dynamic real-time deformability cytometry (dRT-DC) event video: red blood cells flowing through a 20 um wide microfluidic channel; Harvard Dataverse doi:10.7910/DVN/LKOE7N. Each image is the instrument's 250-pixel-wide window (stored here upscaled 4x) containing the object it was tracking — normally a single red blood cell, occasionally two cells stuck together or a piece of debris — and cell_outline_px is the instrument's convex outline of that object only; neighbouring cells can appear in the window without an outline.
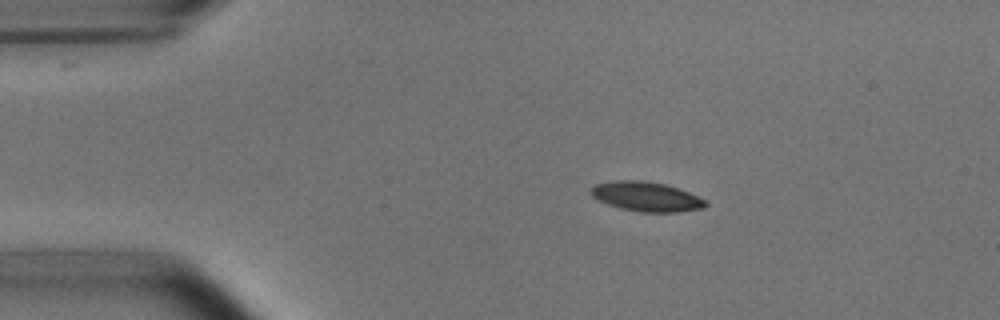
{"species": "common noctule bat (a hibernating species)", "species_latin": "Nyctalus noctula", "temperature_condition": "room temperature", "stored_images_in_passage": 52, "camera_frame_rate_fps": 3000, "um_per_image_px": 0.085, "animal": {"sex": "male", "body_mass_g": 15.6}, "frame": {"image": 1, "passage_image": 9, "time_ms": 2.667, "image_size_px": [1000, 320], "cell_outline_px": [[708, 204], [704, 208], [680, 212], [640, 212], [620, 208], [608, 204], [592, 196], [588, 192], [596, 184], [616, 180], [644, 180], [664, 184], [688, 192], [708, 200]], "centroid_in_image_um": [54.96, 16.71], "position_along_channel_um": 30.0, "area_um2": 19.77}}
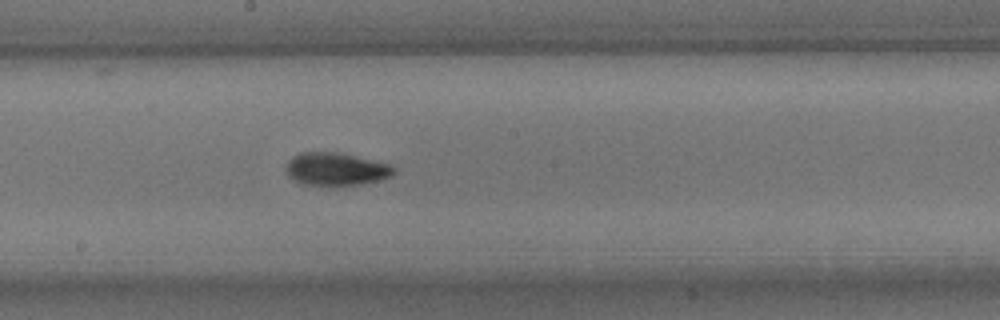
{"frame": {"image": 2, "passage_image": 28, "time_ms": 9.0, "image_size_px": [1000, 320], "cell_outline_px": [[396, 172], [392, 176], [380, 180], [364, 184], [300, 184], [288, 176], [284, 168], [284, 164], [292, 156], [300, 152], [340, 152], [392, 164], [396, 168]], "centroid_in_image_um": [28.56, 14.35], "position_along_channel_um": 219.6, "area_um2": 20.92}}
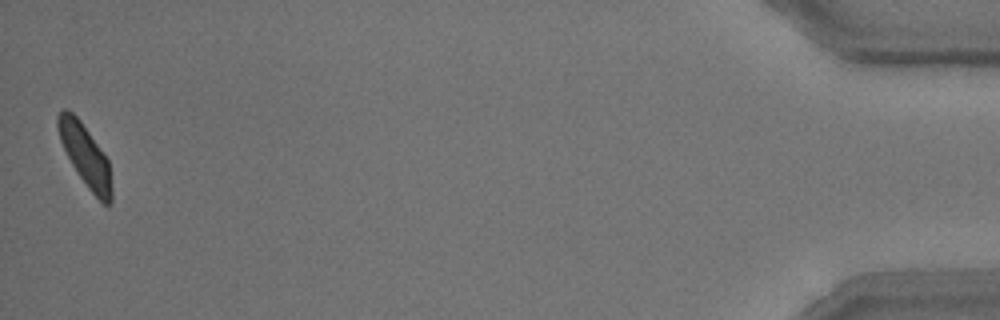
{"frame": {"image": 3, "passage_image": 52, "time_ms": 17.0, "image_size_px": [1000, 320], "cell_outline_px": [[112, 204], [104, 204], [88, 188], [72, 164], [60, 140], [56, 124], [56, 116], [64, 108], [68, 108], [80, 120], [108, 160], [112, 188]], "centroid_in_image_um": [7.24, 13.2], "position_along_channel_um": 428.0, "area_um2": 18.96}, "authors_computed_cell_mechanics": {"area_um2": 19.7676, "velocity_mm_per_s": 3.7467, "shape_relaxation_time_tau1_ms": 2.8783, "shape_relaxation_time_tau2_ms": 1.8424, "deformation_change_tau1": 0.1252, "deformation_change_tau2": 0.0549}}